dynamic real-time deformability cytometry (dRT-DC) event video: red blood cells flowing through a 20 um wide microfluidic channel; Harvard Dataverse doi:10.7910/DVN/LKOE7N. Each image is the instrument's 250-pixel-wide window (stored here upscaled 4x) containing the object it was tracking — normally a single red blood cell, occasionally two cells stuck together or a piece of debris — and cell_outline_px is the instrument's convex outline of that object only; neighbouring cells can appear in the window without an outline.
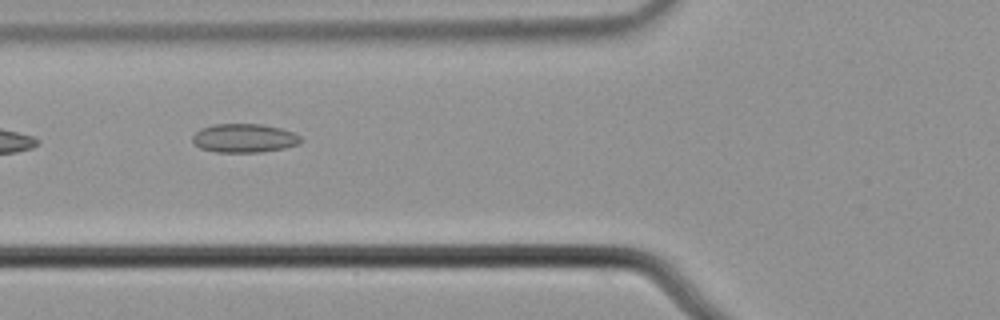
{"species": "common noctule bat (a hibernating species)", "species_latin": "Nyctalus noctula", "temperature_condition": "cold", "stored_images_in_passage": 7, "camera_frame_rate_fps": 3000, "um_per_image_px": 0.085, "animal": {"sex": "male", "body_mass_g": 21.5, "forearm_length_mm": 52.0}, "frame": {"image": 1, "passage_image": 4, "time_ms": 1.0, "image_size_px": [1000, 320], "cell_outline_px": [[304, 140], [300, 144], [284, 148], [260, 152], [216, 152], [200, 148], [192, 144], [192, 136], [200, 128], [212, 124], [264, 124], [280, 128], [292, 132], [300, 136]], "centroid_in_image_um": [20.74, 11.74], "position_along_channel_um": 105.1, "area_um2": 18.38}}
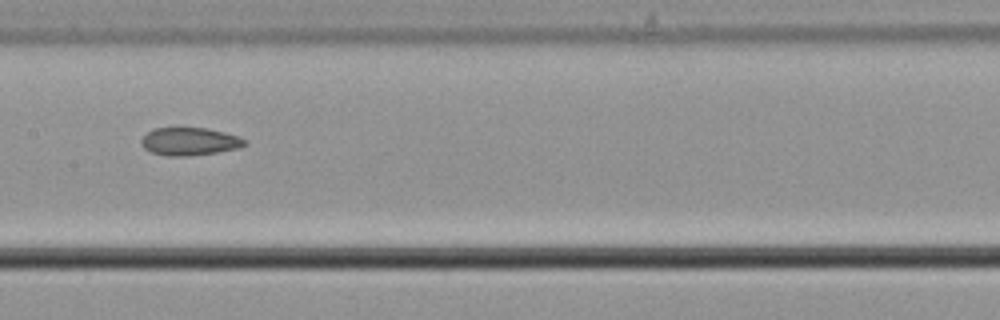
{"frame": {"image": 2, "passage_image": 6, "time_ms": 1.667, "image_size_px": [1000, 320], "cell_outline_px": [[248, 144], [240, 148], [216, 152], [188, 156], [168, 156], [152, 152], [144, 148], [140, 144], [140, 140], [152, 128], [208, 128], [240, 136], [248, 140]], "centroid_in_image_um": [16.15, 12.02], "position_along_channel_um": 191.2, "area_um2": 16.94}}
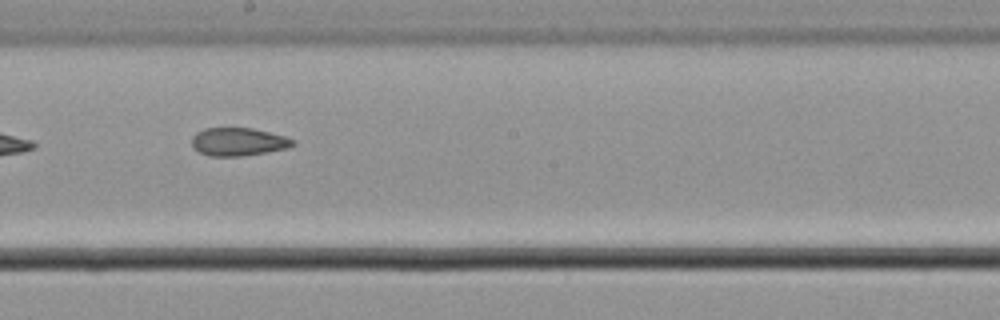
{"frame": {"image": 3, "passage_image": 7, "time_ms": 2.0, "image_size_px": [1000, 320], "cell_outline_px": [[296, 144], [288, 148], [268, 152], [240, 156], [208, 156], [192, 148], [192, 136], [196, 132], [204, 128], [252, 128], [284, 136], [296, 140]], "centroid_in_image_um": [20.25, 12.05], "position_along_channel_um": 228.0, "area_um2": 16.65}}